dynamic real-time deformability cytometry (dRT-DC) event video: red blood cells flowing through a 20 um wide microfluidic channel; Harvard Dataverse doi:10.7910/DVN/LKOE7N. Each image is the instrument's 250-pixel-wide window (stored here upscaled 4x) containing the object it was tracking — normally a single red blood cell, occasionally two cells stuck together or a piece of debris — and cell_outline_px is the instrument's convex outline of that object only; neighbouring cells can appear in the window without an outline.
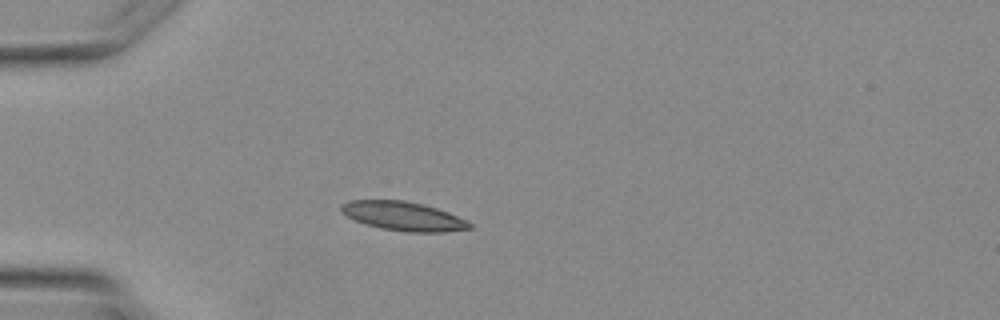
{"species": "Egyptian fruit bat (a non-hibernating species)", "species_latin": "Rousettus aegyptiacus", "temperature_condition": "warm", "stored_images_in_passage": 1, "camera_frame_rate_fps": 3000, "um_per_image_px": 0.085, "animal": {"sex": "female"}, "frame": {"image": 1, "passage_image": 1, "time_ms": 0.0, "image_size_px": [1000, 320], "cell_outline_px": [[472, 228], [444, 232], [408, 232], [380, 228], [364, 224], [348, 216], [340, 208], [340, 204], [348, 200], [404, 200], [424, 204], [448, 212], [468, 220], [472, 224]], "centroid_in_image_um": [34.3, 18.37], "position_along_channel_um": 50.7, "area_um2": 21.73}}